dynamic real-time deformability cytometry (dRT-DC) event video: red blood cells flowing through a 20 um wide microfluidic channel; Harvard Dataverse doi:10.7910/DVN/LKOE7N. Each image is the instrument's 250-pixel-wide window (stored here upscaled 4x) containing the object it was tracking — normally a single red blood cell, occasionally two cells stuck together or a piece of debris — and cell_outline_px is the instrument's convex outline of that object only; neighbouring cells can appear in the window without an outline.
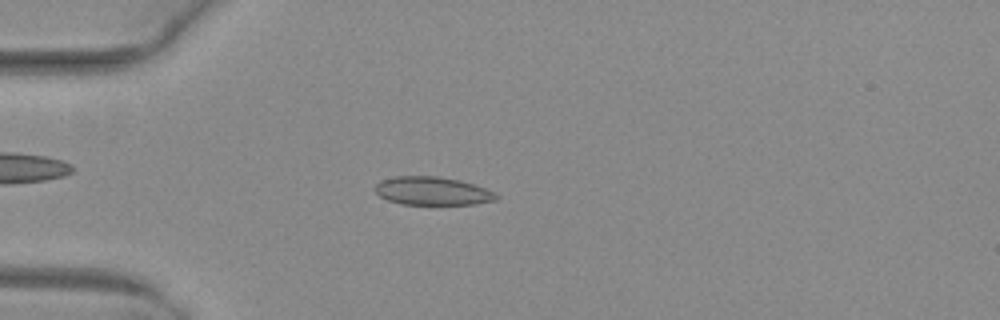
{"species": "common noctule bat (a hibernating species)", "species_latin": "Nyctalus noctula", "temperature_condition": "warm", "stored_images_in_passage": 39, "camera_frame_rate_fps": 3000, "um_per_image_px": 0.085, "animal": {"sex": "female", "body_mass_g": 29.2, "forearm_length_mm": 56.3}, "frame": {"image": 1, "passage_image": 2, "time_ms": 0.333, "image_size_px": [1000, 320], "cell_outline_px": [[500, 196], [496, 200], [476, 204], [400, 204], [388, 200], [380, 196], [372, 188], [380, 180], [396, 176], [436, 176], [460, 180], [484, 188]], "centroid_in_image_um": [36.71, 16.23], "position_along_channel_um": 48.3, "area_um2": 19.94}}
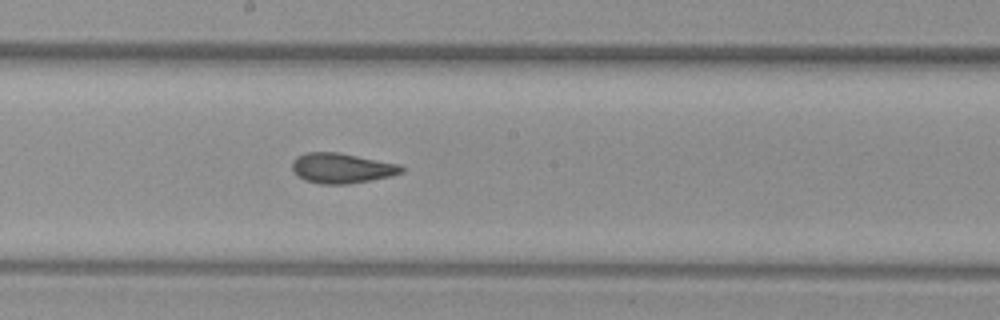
{"frame": {"image": 2, "passage_image": 16, "time_ms": 5.0, "image_size_px": [1000, 320], "cell_outline_px": [[404, 172], [392, 176], [348, 184], [320, 184], [304, 180], [296, 176], [292, 168], [292, 160], [296, 156], [308, 152], [340, 152], [400, 164], [404, 168]], "centroid_in_image_um": [29.04, 14.29], "position_along_channel_um": 219.2, "area_um2": 19.48}}
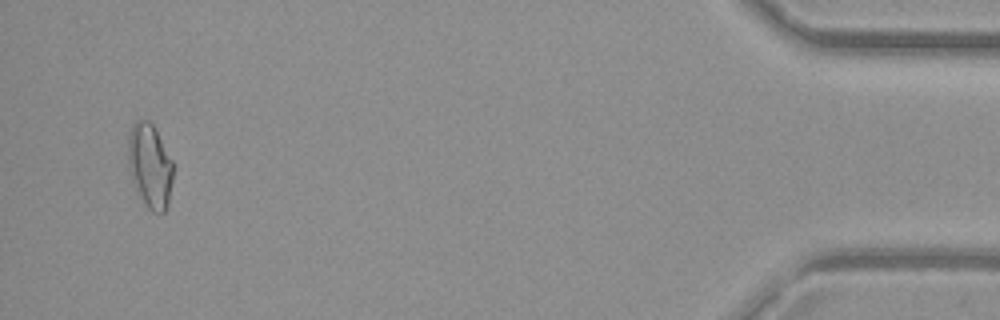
{"frame": {"image": 3, "passage_image": 37, "time_ms": 12.0, "image_size_px": [1000, 320], "cell_outline_px": [[172, 180], [168, 204], [164, 212], [152, 212], [144, 204], [136, 192], [128, 168], [128, 132], [132, 124], [136, 120], [148, 120], [152, 124], [172, 160]], "centroid_in_image_um": [12.71, 14.1], "position_along_channel_um": 422.5, "area_um2": 22.14}, "authors_computed_cell_mechanics": {"area_um2": 19.4208, "velocity_mm_per_s": 4.0421, "shape_relaxation_time_tau1_ms": null, "shape_relaxation_time_tau2_ms": 1.4459, "deformation_change_tau1": null, "deformation_change_tau2": 0.0643}}